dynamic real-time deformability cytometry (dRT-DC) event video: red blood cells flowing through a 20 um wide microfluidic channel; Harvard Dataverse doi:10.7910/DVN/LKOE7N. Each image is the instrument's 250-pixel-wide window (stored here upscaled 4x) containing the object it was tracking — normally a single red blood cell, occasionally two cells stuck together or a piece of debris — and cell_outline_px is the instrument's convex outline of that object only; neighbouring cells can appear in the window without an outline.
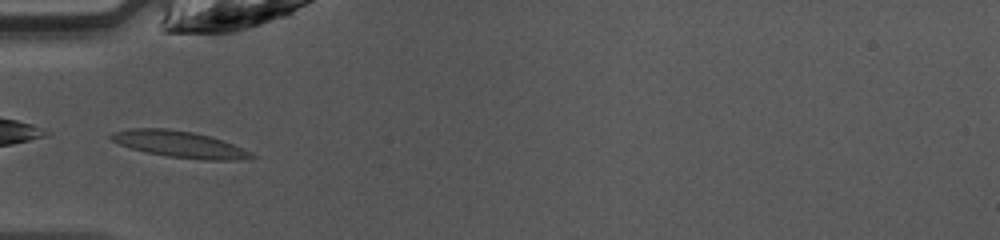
{"species": "common noctule bat (a hibernating species)", "species_latin": "Nyctalus noctula", "temperature_condition": "warm", "stored_images_in_passage": 34, "camera_frame_rate_fps": 3000, "um_per_image_px": 0.085, "animal": {"sex": "female", "body_mass_g": 10.0, "forearm_length_mm": 53.1}, "frame": {"image": 1, "passage_image": 6, "time_ms": 1.667, "image_size_px": [1000, 240], "cell_outline_px": [[256, 156], [240, 160], [204, 160], [168, 156], [148, 152], [132, 148], [120, 144], [112, 140], [108, 136], [112, 132], [132, 128], [168, 128], [192, 132], [224, 140], [244, 148], [252, 152]], "centroid_in_image_um": [15.3, 12.25], "position_along_channel_um": 69.7, "area_um2": 21.56}}
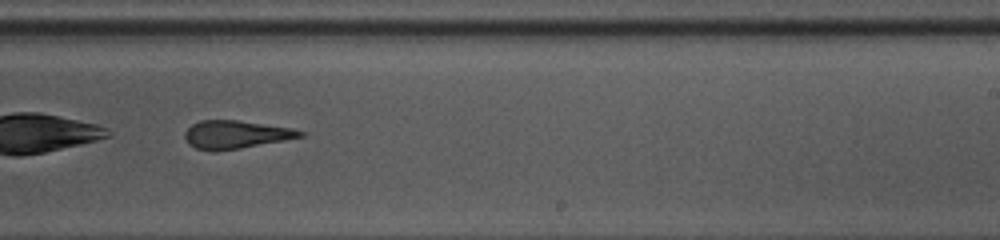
{"frame": {"image": 2, "passage_image": 20, "time_ms": 6.333, "image_size_px": [1000, 240], "cell_outline_px": [[304, 136], [284, 140], [240, 148], [216, 152], [212, 152], [196, 148], [188, 144], [184, 136], [184, 132], [192, 124], [200, 120], [236, 120], [292, 128], [304, 132]], "centroid_in_image_um": [19.98, 11.44], "position_along_channel_um": 269.0, "area_um2": 18.84}, "authors_computed_cell_mechanics": {"area_um2": 19.8543, "velocity_mm_per_s": 4.2487, "shape_relaxation_time_tau1_ms": 10.2689, "shape_relaxation_time_tau2_ms": 1.5446, "deformation_change_tau1": 0.287, "deformation_change_tau2": 0.1235}}